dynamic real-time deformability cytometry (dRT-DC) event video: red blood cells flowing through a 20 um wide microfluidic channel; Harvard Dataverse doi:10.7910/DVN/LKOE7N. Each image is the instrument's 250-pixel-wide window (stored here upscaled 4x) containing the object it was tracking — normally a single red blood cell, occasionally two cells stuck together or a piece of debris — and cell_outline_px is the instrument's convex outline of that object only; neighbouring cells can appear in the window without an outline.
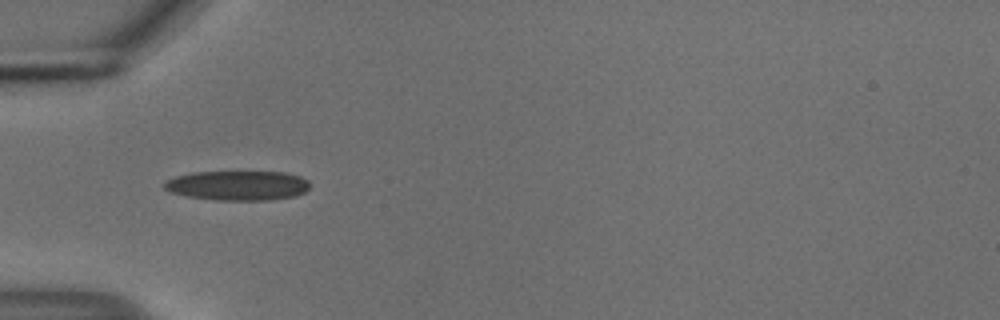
{"species": "common noctule bat (a hibernating species)", "species_latin": "Nyctalus noctula", "temperature_condition": "cold", "stored_images_in_passage": 37, "camera_frame_rate_fps": 3000, "um_per_image_px": 0.085, "animal": {"sex": "male", "body_mass_g": 18.8}, "frame": {"image": 1, "passage_image": 1, "time_ms": 0.0, "image_size_px": [1000, 320], "cell_outline_px": [[308, 188], [304, 192], [296, 196], [268, 200], [212, 200], [188, 196], [172, 192], [164, 188], [164, 184], [168, 180], [176, 176], [192, 172], [284, 172], [300, 176], [308, 180]], "centroid_in_image_um": [20.22, 15.77], "position_along_channel_um": 64.8, "area_um2": 25.03}}
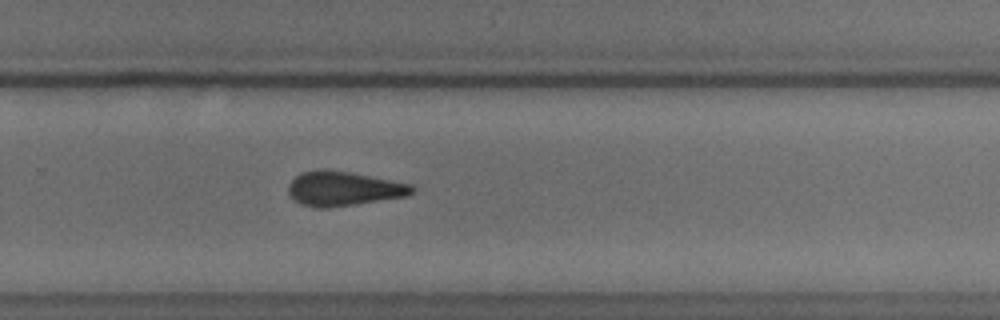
{"frame": {"image": 2, "passage_image": 20, "time_ms": 6.333, "image_size_px": [1000, 320], "cell_outline_px": [[416, 188], [408, 196], [328, 208], [316, 208], [300, 204], [292, 200], [288, 192], [288, 184], [300, 172], [324, 168], [352, 172], [412, 184]], "centroid_in_image_um": [29.17, 16.02], "position_along_channel_um": 300.6, "area_um2": 25.2}}
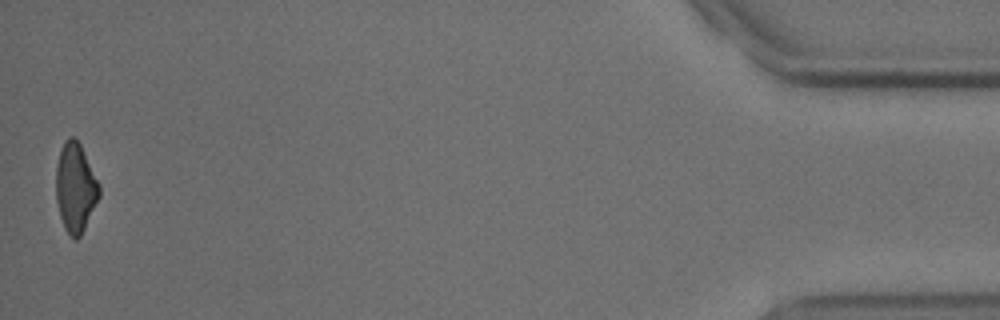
{"frame": {"image": 3, "passage_image": 37, "time_ms": 12.0, "image_size_px": [1000, 320], "cell_outline_px": [[100, 196], [80, 236], [76, 240], [72, 240], [64, 228], [60, 216], [56, 200], [56, 168], [60, 148], [64, 140], [68, 136], [72, 136], [80, 144], [100, 184]], "centroid_in_image_um": [6.4, 15.95], "position_along_channel_um": 428.8, "area_um2": 22.54}, "authors_computed_cell_mechanics": {"area_um2": 24.276, "velocity_mm_per_s": 3.7508, "shape_relaxation_time_tau1_ms": 5.9701, "shape_relaxation_time_tau2_ms": 4.2632, "deformation_change_tau1": 0.1353, "deformation_change_tau2": 0.1374}}